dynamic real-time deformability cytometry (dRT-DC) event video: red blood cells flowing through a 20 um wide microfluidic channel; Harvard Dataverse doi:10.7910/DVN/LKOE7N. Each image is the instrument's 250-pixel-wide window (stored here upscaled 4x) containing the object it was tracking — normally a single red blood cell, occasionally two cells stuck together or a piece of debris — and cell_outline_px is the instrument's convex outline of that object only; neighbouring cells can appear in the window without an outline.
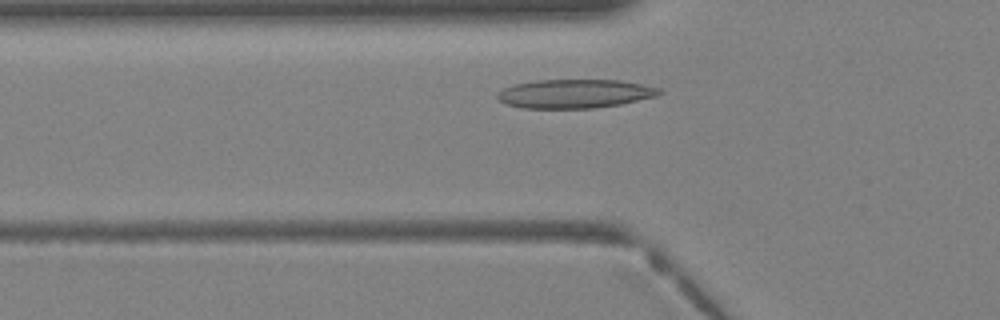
{"species": "Egyptian fruit bat (a non-hibernating species)", "species_latin": "Rousettus aegyptiacus", "temperature_condition": "warm", "stored_images_in_passage": 30, "camera_frame_rate_fps": 3000, "um_per_image_px": 0.085, "animal": {"sex": "female"}, "frame": {"image": 1, "passage_image": 5, "time_ms": 1.333, "image_size_px": [1000, 320], "cell_outline_px": [[664, 92], [660, 96], [620, 104], [596, 108], [520, 108], [504, 104], [496, 96], [504, 88], [512, 84], [536, 80], [620, 80], [660, 88]], "centroid_in_image_um": [48.88, 7.97], "position_along_channel_um": 76.9, "area_um2": 27.4}}
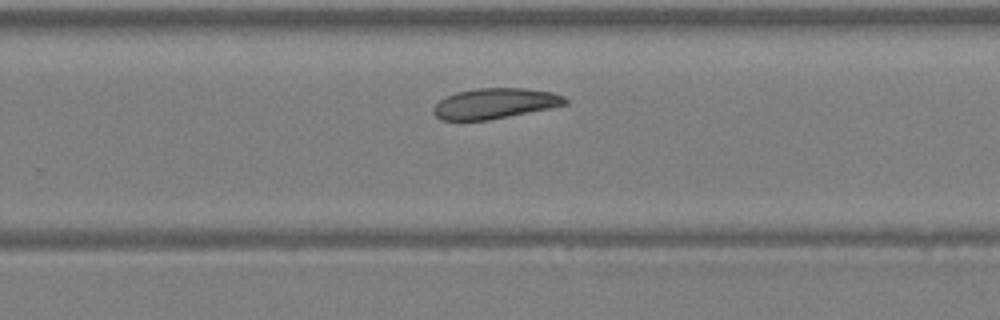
{"frame": {"image": 2, "passage_image": 17, "time_ms": 5.333, "image_size_px": [1000, 320], "cell_outline_px": [[568, 104], [552, 108], [488, 120], [440, 120], [432, 112], [432, 108], [444, 96], [456, 92], [476, 88], [524, 88], [552, 92], [564, 96], [568, 100]], "centroid_in_image_um": [42.06, 8.79], "position_along_channel_um": 287.7, "area_um2": 23.58}}
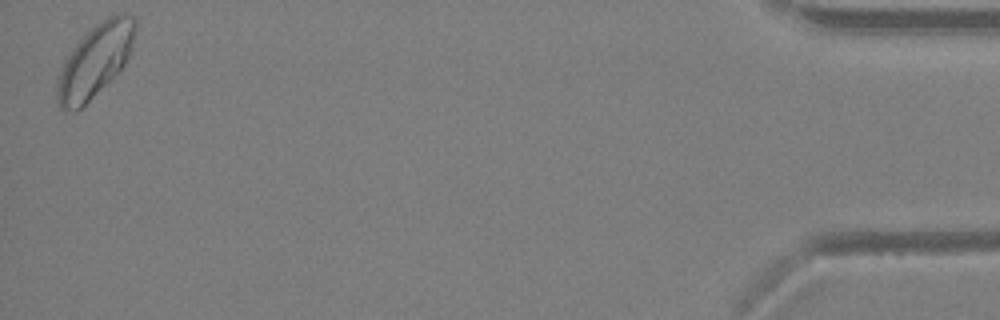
{"frame": {"image": 3, "passage_image": 30, "time_ms": 9.667, "image_size_px": [1000, 320], "cell_outline_px": [[136, 28], [128, 56], [124, 64], [76, 112], [60, 108], [56, 100], [56, 84], [64, 60], [76, 44], [96, 24], [120, 12], [132, 16], [136, 20]], "centroid_in_image_um": [8.05, 5.16], "position_along_channel_um": 427.2, "area_um2": 31.96}}